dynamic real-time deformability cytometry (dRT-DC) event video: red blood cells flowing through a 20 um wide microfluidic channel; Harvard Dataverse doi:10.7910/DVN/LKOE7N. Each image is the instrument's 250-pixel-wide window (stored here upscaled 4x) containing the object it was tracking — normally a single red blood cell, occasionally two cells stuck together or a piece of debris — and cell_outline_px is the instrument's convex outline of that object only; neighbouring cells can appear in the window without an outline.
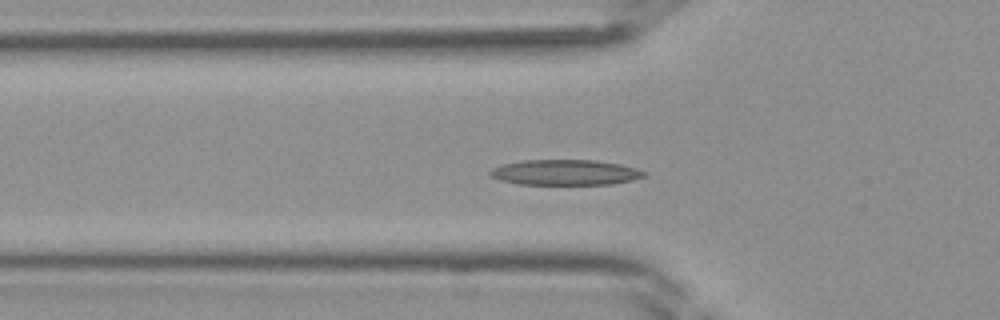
{"species": "Egyptian fruit bat (a non-hibernating species)", "species_latin": "Rousettus aegyptiacus", "temperature_condition": "room temperature", "stored_images_in_passage": 42, "camera_frame_rate_fps": 3000, "um_per_image_px": 0.085, "frame": {"image": 1, "passage_image": 14, "time_ms": 4.333, "image_size_px": [1000, 320], "cell_outline_px": [[648, 176], [632, 180], [612, 184], [520, 184], [500, 180], [492, 176], [488, 172], [492, 168], [504, 164], [524, 160], [596, 160], [620, 164], [636, 168], [648, 172]], "centroid_in_image_um": [48.1, 14.65], "position_along_channel_um": 77.7, "area_um2": 22.83}}
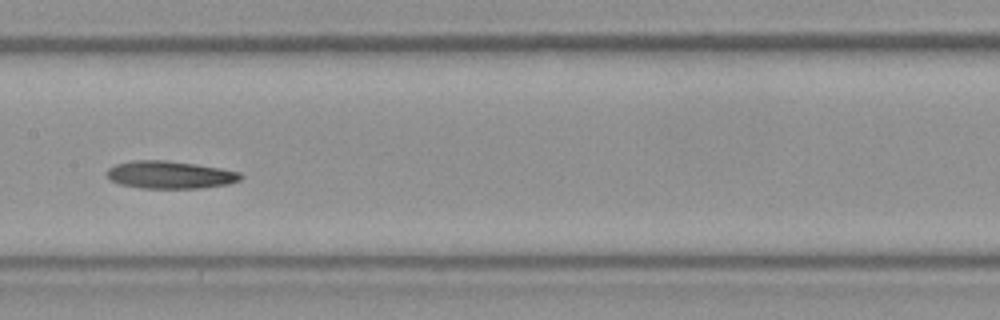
{"frame": {"image": 2, "passage_image": 21, "time_ms": 6.667, "image_size_px": [1000, 320], "cell_outline_px": [[244, 176], [240, 180], [228, 184], [200, 188], [140, 188], [120, 184], [108, 180], [108, 168], [116, 164], [132, 160], [164, 160], [196, 164], [220, 168], [240, 172]], "centroid_in_image_um": [14.45, 14.86], "position_along_channel_um": 193.0, "area_um2": 21.56}}
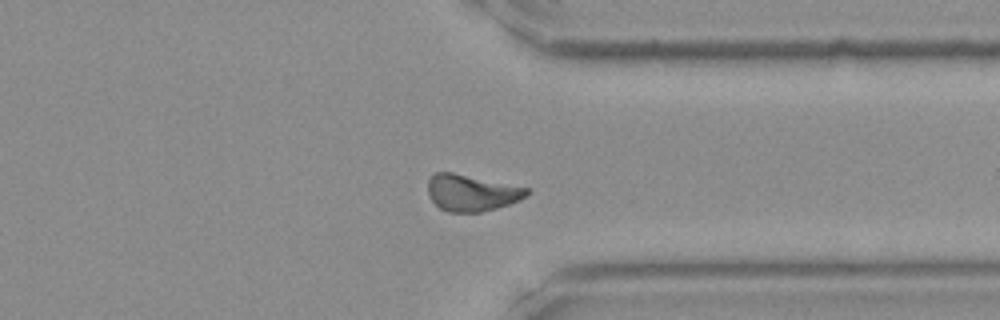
{"frame": {"image": 3, "passage_image": 32, "time_ms": 10.333, "image_size_px": [1000, 320], "cell_outline_px": [[532, 192], [528, 196], [520, 200], [496, 208], [480, 212], [448, 212], [440, 208], [428, 196], [428, 180], [436, 172], [452, 172], [528, 188]], "centroid_in_image_um": [40.09, 16.39], "position_along_channel_um": 371.3, "area_um2": 20.98}}